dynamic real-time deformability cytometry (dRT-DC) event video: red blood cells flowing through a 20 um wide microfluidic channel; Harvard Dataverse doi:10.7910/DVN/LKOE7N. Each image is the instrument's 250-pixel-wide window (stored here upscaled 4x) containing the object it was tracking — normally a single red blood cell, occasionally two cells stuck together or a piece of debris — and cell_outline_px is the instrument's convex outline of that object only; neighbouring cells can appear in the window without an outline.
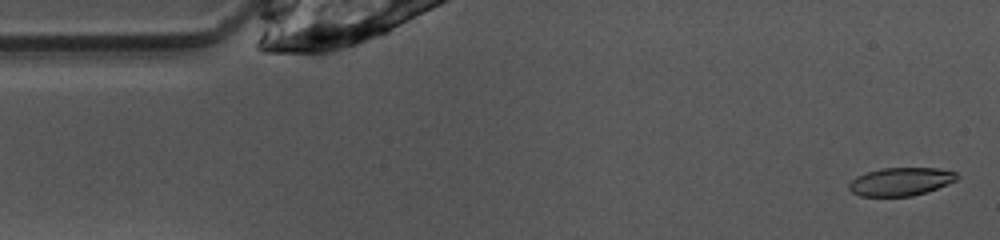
{"species": "common noctule bat (a hibernating species)", "species_latin": "Nyctalus noctula", "temperature_condition": "warm", "stored_images_in_passage": 48, "camera_frame_rate_fps": 3000, "um_per_image_px": 0.085, "animal": {"sex": "female", "body_mass_g": 10.0, "forearm_length_mm": 53.1}, "frame": {"image": 1, "passage_image": 1, "time_ms": 0.0, "image_size_px": [1000, 240], "cell_outline_px": [[960, 176], [956, 180], [948, 184], [912, 196], [860, 196], [852, 192], [848, 188], [848, 184], [856, 176], [880, 168], [936, 168], [956, 172]], "centroid_in_image_um": [76.55, 15.43], "position_along_channel_um": 8.5, "area_um2": 17.63}}
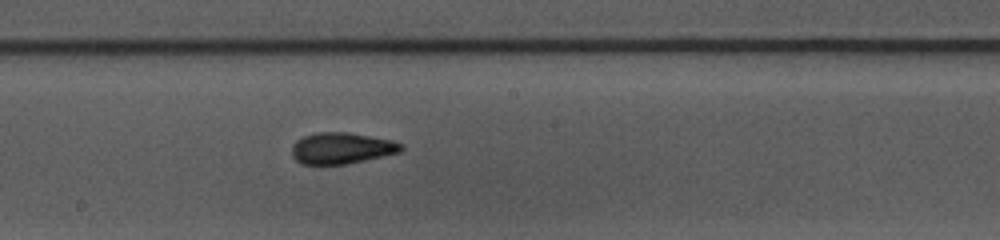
{"frame": {"image": 2, "passage_image": 24, "time_ms": 7.667, "image_size_px": [1000, 240], "cell_outline_px": [[404, 148], [400, 152], [384, 156], [348, 164], [300, 164], [292, 156], [292, 144], [296, 140], [304, 136], [316, 132], [348, 132], [392, 140], [404, 144]], "centroid_in_image_um": [29.04, 12.59], "position_along_channel_um": 219.2, "area_um2": 20.11}}
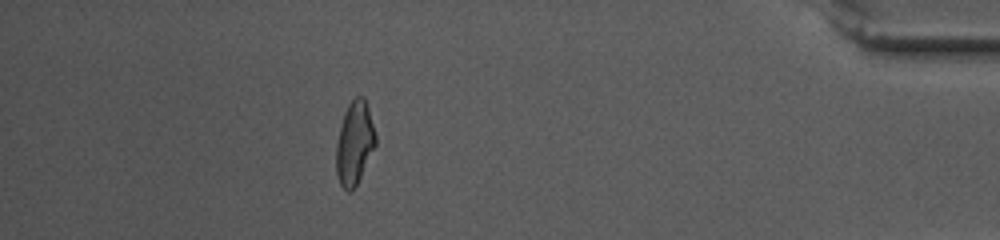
{"frame": {"image": 3, "passage_image": 42, "time_ms": 13.667, "image_size_px": [1000, 240], "cell_outline_px": [[376, 144], [356, 184], [348, 192], [340, 184], [336, 172], [336, 144], [340, 124], [344, 112], [348, 104], [356, 96], [364, 96], [368, 108], [376, 136]], "centroid_in_image_um": [30.11, 12.12], "position_along_channel_um": 405.1, "area_um2": 18.84}, "authors_computed_cell_mechanics": {"area_um2": 19.363, "velocity_mm_per_s": 4.0062, "shape_relaxation_time_tau1_ms": 5.1324, "shape_relaxation_time_tau2_ms": 2.2435, "deformation_change_tau1": 0.1657, "deformation_change_tau2": 0.0859}}